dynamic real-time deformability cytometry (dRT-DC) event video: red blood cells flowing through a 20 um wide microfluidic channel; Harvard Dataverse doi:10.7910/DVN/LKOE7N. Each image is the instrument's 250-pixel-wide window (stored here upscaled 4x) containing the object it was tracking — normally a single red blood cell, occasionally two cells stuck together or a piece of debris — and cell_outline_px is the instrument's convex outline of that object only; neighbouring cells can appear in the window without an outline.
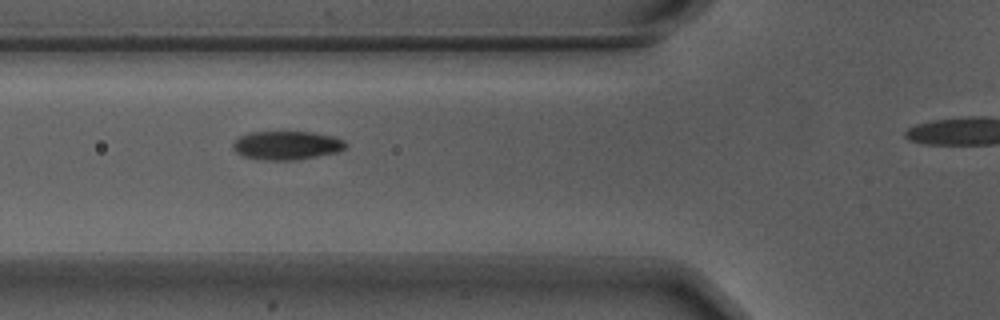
{"species": "Egyptian fruit bat (a non-hibernating species)", "species_latin": "Rousettus aegyptiacus", "temperature_condition": "warm", "stored_images_in_passage": 28, "camera_frame_rate_fps": 3000, "um_per_image_px": 0.085, "animal": {"sex": "male"}, "frame": {"image": 1, "passage_image": 3, "time_ms": 0.667, "image_size_px": [1000, 320], "cell_outline_px": [[348, 144], [344, 148], [336, 152], [296, 160], [264, 160], [244, 156], [236, 152], [232, 148], [232, 144], [240, 136], [248, 132], [312, 132], [336, 136], [344, 140]], "centroid_in_image_um": [24.38, 12.34], "position_along_channel_um": 101.4, "area_um2": 18.84}}
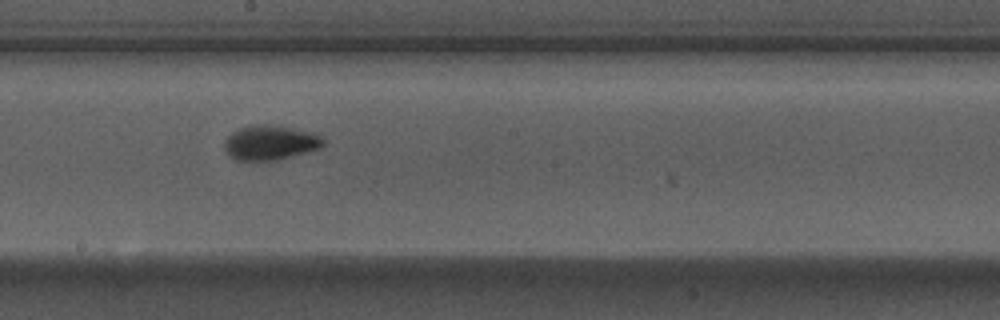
{"frame": {"image": 2, "passage_image": 13, "time_ms": 4.0, "image_size_px": [1000, 320], "cell_outline_px": [[324, 144], [320, 148], [276, 160], [236, 160], [224, 148], [224, 140], [232, 132], [240, 128], [256, 124], [264, 124], [288, 128], [308, 132], [320, 136], [324, 140]], "centroid_in_image_um": [22.93, 12.13], "position_along_channel_um": 225.3, "area_um2": 19.42}}
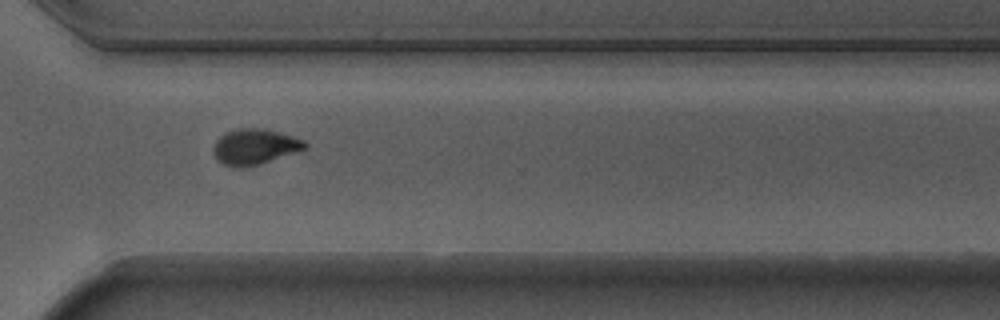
{"frame": {"image": 3, "passage_image": 23, "time_ms": 7.333, "image_size_px": [1000, 320], "cell_outline_px": [[308, 144], [304, 148], [260, 164], [244, 168], [236, 168], [224, 164], [212, 152], [212, 148], [216, 140], [224, 132], [236, 128], [264, 128], [292, 136], [304, 140]], "centroid_in_image_um": [21.59, 12.46], "position_along_channel_um": 349.0, "area_um2": 18.84}}